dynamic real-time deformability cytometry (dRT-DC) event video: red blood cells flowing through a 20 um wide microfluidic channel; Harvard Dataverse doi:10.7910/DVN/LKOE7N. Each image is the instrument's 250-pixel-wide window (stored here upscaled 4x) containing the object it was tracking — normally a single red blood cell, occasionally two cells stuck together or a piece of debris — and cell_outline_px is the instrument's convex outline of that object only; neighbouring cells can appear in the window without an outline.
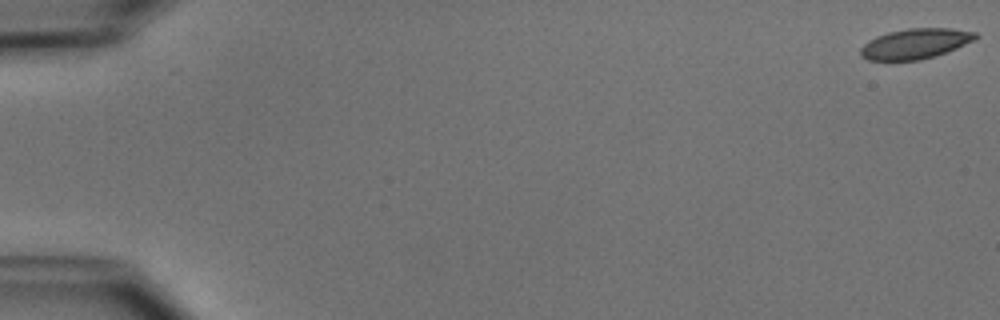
{"species": "common noctule bat (a hibernating species)", "species_latin": "Nyctalus noctula", "temperature_condition": "cold", "stored_images_in_passage": 52, "camera_frame_rate_fps": 3000, "um_per_image_px": 0.085, "animal": {"sex": "male", "body_mass_g": 15.6}, "frame": {"image": 1, "passage_image": 1, "time_ms": 0.0, "image_size_px": [1000, 320], "cell_outline_px": [[980, 36], [976, 40], [956, 48], [920, 60], [868, 60], [860, 56], [860, 48], [868, 40], [876, 36], [888, 32], [908, 28], [952, 28], [976, 32]], "centroid_in_image_um": [77.8, 3.7], "position_along_channel_um": 7.2, "area_um2": 20.29}}
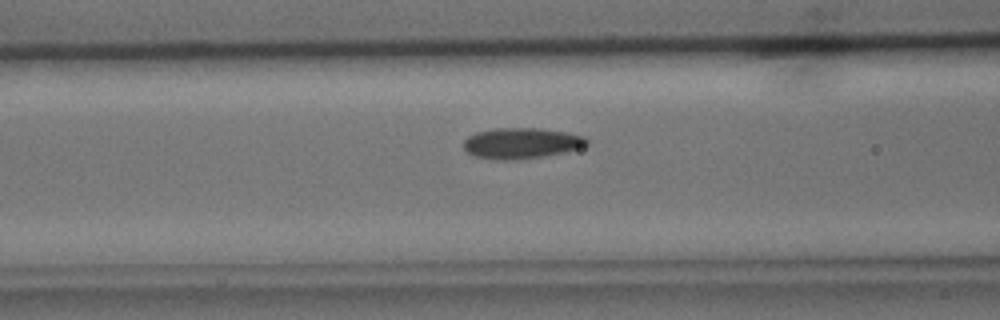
{"frame": {"image": 2, "passage_image": 22, "time_ms": 7.0, "image_size_px": [1000, 320], "cell_outline_px": [[588, 144], [564, 152], [544, 156], [516, 160], [496, 160], [472, 156], [464, 148], [464, 140], [468, 136], [476, 132], [496, 128], [540, 128], [564, 132], [584, 136], [588, 140]], "centroid_in_image_um": [44.27, 12.18], "position_along_channel_um": 122.3, "area_um2": 22.08}}
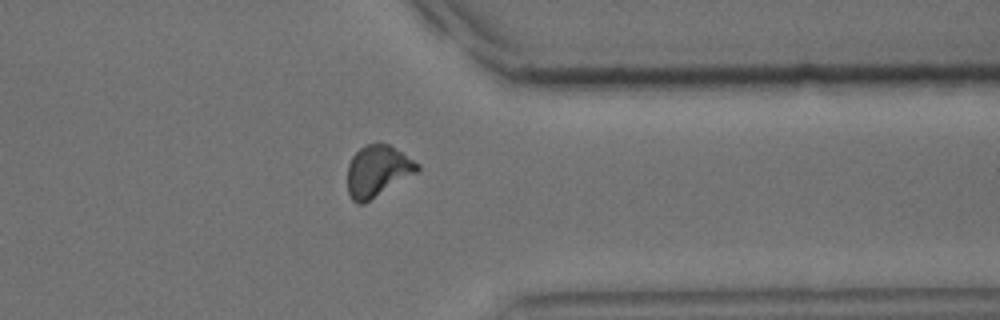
{"frame": {"image": 3, "passage_image": 42, "time_ms": 13.667, "image_size_px": [1000, 320], "cell_outline_px": [[420, 168], [416, 172], [364, 204], [356, 204], [352, 200], [348, 192], [348, 164], [352, 156], [360, 148], [368, 144], [388, 144], [420, 164]], "centroid_in_image_um": [32.07, 14.55], "position_along_channel_um": 379.3, "area_um2": 20.58}, "authors_computed_cell_mechanics": {"area_um2": 20.6635, "velocity_mm_per_s": 3.91, "shape_relaxation_time_tau1_ms": 3.6088, "shape_relaxation_time_tau2_ms": 2.3965, "deformation_change_tau1": 0.1051, "deformation_change_tau2": 0.0546}}